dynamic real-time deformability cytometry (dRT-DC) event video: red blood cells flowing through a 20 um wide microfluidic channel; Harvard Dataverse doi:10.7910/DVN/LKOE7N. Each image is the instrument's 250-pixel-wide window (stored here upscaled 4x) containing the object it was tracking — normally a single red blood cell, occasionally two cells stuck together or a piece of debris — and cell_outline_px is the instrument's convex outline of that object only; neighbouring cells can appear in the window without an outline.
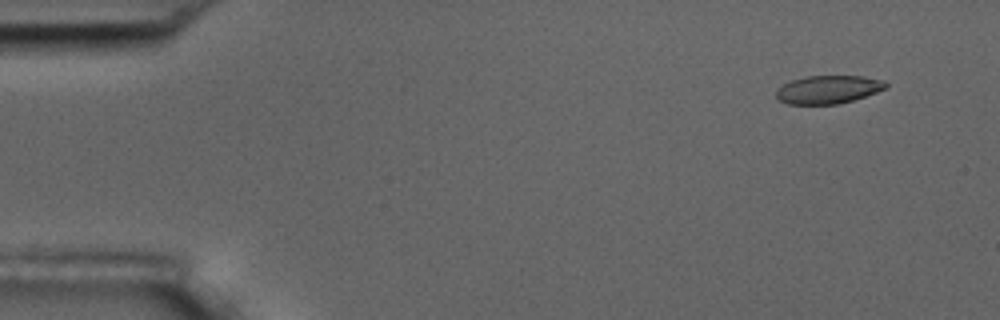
{"species": "common noctule bat (a hibernating species)", "species_latin": "Nyctalus noctula", "temperature_condition": "room temperature", "stored_images_in_passage": 5, "camera_frame_rate_fps": 3000, "um_per_image_px": 0.085, "animal": {"sex": "male", "body_mass_g": 17.5, "forearm_length_mm": 52.3}, "frame": {"image": 1, "passage_image": 2, "time_ms": 1.333, "image_size_px": [1000, 320], "cell_outline_px": [[888, 84], [884, 88], [876, 92], [852, 100], [836, 104], [788, 104], [780, 100], [776, 96], [776, 88], [792, 80], [808, 76], [864, 76], [884, 80]], "centroid_in_image_um": [70.38, 7.6], "position_along_channel_um": 14.6, "area_um2": 17.8}}